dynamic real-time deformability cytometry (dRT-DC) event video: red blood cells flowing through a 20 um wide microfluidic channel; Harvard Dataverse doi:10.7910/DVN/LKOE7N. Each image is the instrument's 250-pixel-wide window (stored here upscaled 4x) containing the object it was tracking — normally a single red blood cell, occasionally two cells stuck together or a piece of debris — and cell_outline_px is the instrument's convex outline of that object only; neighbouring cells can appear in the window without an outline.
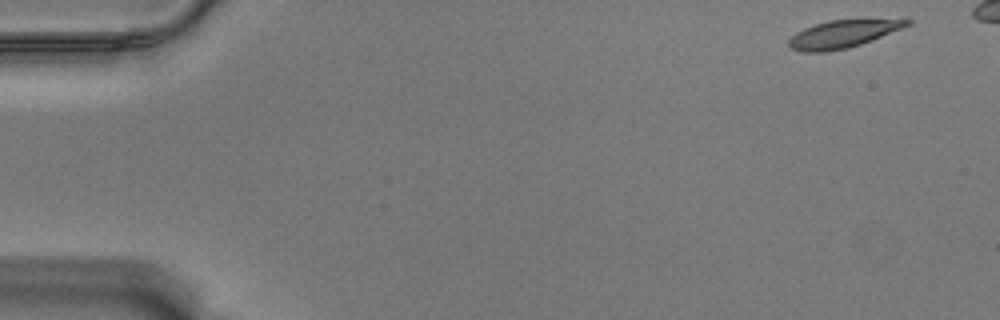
{"species": "Egyptian fruit bat (a non-hibernating species)", "species_latin": "Rousettus aegyptiacus", "temperature_condition": "warm", "stored_images_in_passage": 23, "camera_frame_rate_fps": 3000, "um_per_image_px": 0.085, "animal": {"sex": "male"}, "frame": {"image": 1, "passage_image": 1, "time_ms": 0.0, "image_size_px": [1000, 320], "cell_outline_px": [[912, 24], [872, 40], [848, 48], [824, 52], [800, 52], [788, 48], [788, 40], [796, 32], [804, 28], [828, 20], [868, 16], [908, 16], [912, 20]], "centroid_in_image_um": [71.83, 2.79], "position_along_channel_um": 13.2, "area_um2": 20.58}}
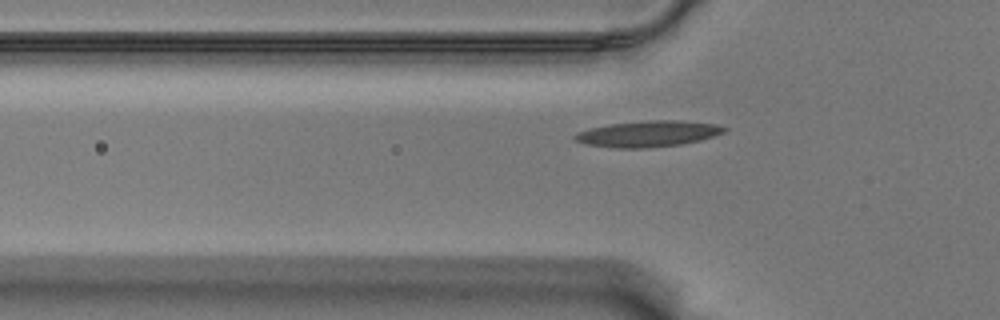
{"frame": {"image": 2, "passage_image": 17, "time_ms": 5.333, "image_size_px": [1000, 320], "cell_outline_px": [[728, 128], [724, 132], [700, 140], [680, 144], [644, 148], [616, 148], [584, 144], [572, 140], [572, 136], [580, 132], [592, 128], [612, 124], [648, 120], [680, 120], [716, 124]], "centroid_in_image_um": [55.07, 11.37], "position_along_channel_um": 70.7, "area_um2": 22.48}}
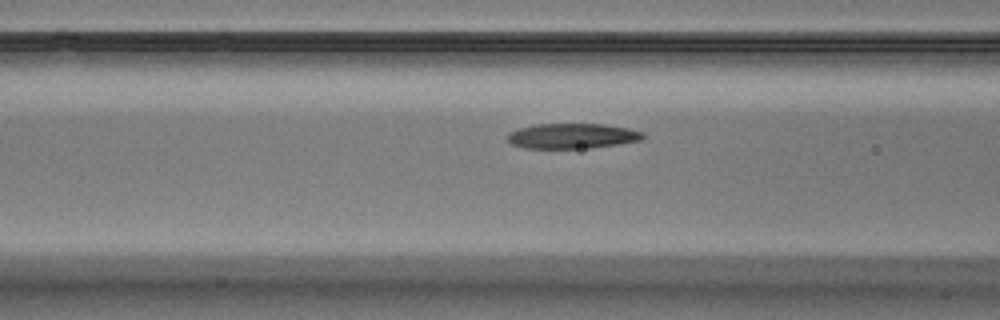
{"frame": {"image": 3, "passage_image": 21, "time_ms": 6.667, "image_size_px": [1000, 320], "cell_outline_px": [[644, 136], [640, 140], [592, 148], [524, 148], [512, 144], [508, 140], [508, 132], [516, 128], [536, 124], [604, 124], [628, 128], [644, 132]], "centroid_in_image_um": [48.6, 11.55], "position_along_channel_um": 118.0, "area_um2": 19.88}}